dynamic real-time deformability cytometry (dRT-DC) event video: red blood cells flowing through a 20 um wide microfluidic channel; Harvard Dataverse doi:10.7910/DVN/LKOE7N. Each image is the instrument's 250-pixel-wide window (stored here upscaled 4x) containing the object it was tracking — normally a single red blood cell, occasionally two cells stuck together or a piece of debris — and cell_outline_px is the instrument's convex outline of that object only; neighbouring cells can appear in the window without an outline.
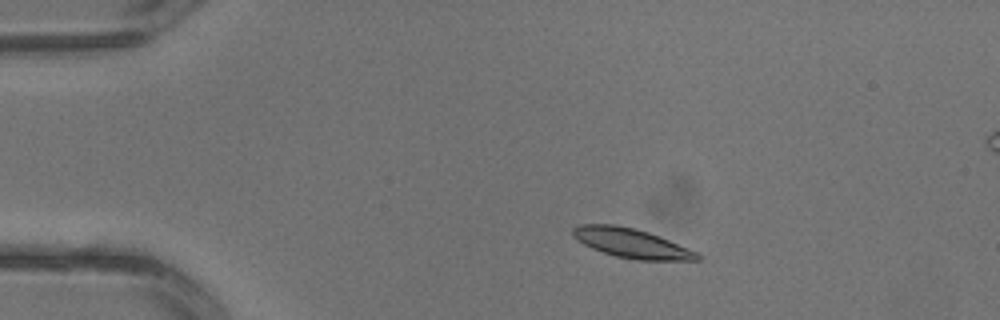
{"species": "common noctule bat (a hibernating species)", "species_latin": "Nyctalus noctula", "temperature_condition": "warm", "stored_images_in_passage": 2, "camera_frame_rate_fps": 3000, "um_per_image_px": 0.085, "animal": {"sex": "male", "body_mass_g": 13.3}, "frame": {"image": 1, "passage_image": 1, "time_ms": 0.0, "image_size_px": [1000, 320], "cell_outline_px": [[700, 260], [636, 260], [616, 256], [592, 248], [584, 244], [572, 236], [572, 228], [580, 224], [612, 224], [636, 228], [660, 236], [696, 252], [700, 256]], "centroid_in_image_um": [53.65, 20.66], "position_along_channel_um": 31.4, "area_um2": 21.15}}